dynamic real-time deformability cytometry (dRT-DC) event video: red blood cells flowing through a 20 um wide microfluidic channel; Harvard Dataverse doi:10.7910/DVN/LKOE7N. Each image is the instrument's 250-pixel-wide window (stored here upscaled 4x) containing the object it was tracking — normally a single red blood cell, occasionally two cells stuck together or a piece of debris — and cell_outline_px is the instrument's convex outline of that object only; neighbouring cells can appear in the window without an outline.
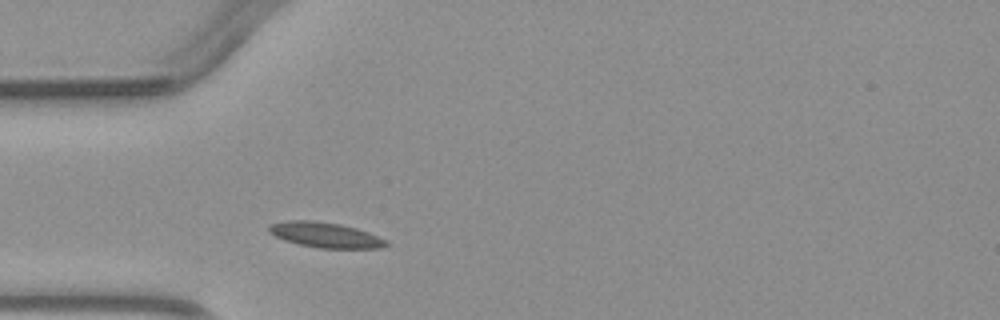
{"species": "common noctule bat (a hibernating species)", "species_latin": "Nyctalus noctula", "temperature_condition": "warm", "stored_images_in_passage": 1, "camera_frame_rate_fps": 3000, "um_per_image_px": 0.085, "animal": {"sex": "male", "body_mass_g": 23.1, "forearm_length_mm": 52.7}, "frame": {"image": 1, "passage_image": 1, "time_ms": 0.0, "image_size_px": [1000, 320], "cell_outline_px": [[388, 244], [384, 248], [320, 248], [300, 244], [284, 240], [268, 232], [268, 228], [272, 224], [288, 220], [312, 220], [340, 224], [356, 228], [368, 232], [388, 240]], "centroid_in_image_um": [27.69, 19.97], "position_along_channel_um": 57.3, "area_um2": 17.17}}